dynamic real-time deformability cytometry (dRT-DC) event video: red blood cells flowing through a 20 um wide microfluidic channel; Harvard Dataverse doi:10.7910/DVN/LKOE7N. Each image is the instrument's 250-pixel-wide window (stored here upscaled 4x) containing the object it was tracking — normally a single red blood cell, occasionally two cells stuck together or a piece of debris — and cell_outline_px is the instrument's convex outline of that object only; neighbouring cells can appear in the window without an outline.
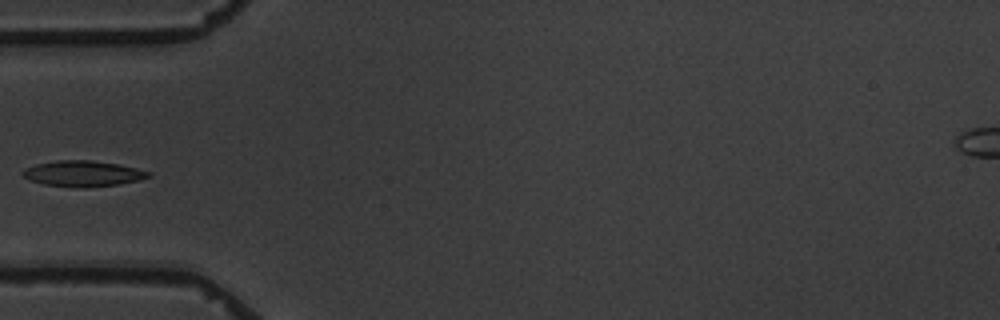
{"species": "common noctule bat (a hibernating species)", "species_latin": "Nyctalus noctula", "temperature_condition": "warm", "stored_images_in_passage": 4, "camera_frame_rate_fps": 3000, "um_per_image_px": 0.085, "animal": {"sex": "male", "body_mass_g": 19.5, "forearm_length_mm": 54.6}, "frame": {"image": 1, "passage_image": 4, "time_ms": 3.333, "image_size_px": [1000, 320], "cell_outline_px": [[152, 176], [140, 180], [120, 184], [84, 188], [72, 188], [44, 184], [32, 180], [24, 176], [20, 172], [24, 168], [36, 164], [56, 160], [92, 160], [116, 164], [136, 168], [152, 172]], "centroid_in_image_um": [7.06, 14.76], "position_along_channel_um": 77.9, "area_um2": 19.07}}